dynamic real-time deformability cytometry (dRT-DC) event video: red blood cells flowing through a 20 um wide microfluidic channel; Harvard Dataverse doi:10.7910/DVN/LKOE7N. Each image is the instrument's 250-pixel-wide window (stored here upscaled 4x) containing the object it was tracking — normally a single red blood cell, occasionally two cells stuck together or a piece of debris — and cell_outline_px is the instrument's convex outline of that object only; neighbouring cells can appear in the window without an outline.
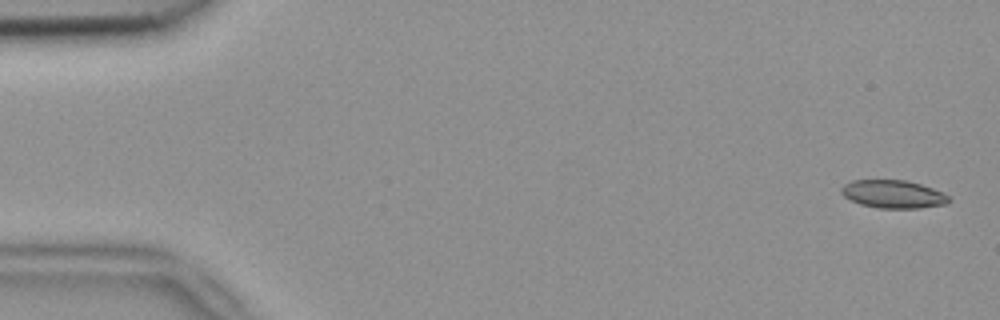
{"species": "common noctule bat (a hibernating species)", "species_latin": "Nyctalus noctula", "temperature_condition": "room temperature", "stored_images_in_passage": 5, "camera_frame_rate_fps": 3000, "um_per_image_px": 0.085, "animal": {"sex": "female", "body_mass_g": 18.4}, "frame": {"image": 1, "passage_image": 1, "time_ms": 0.0, "image_size_px": [1000, 320], "cell_outline_px": [[952, 200], [948, 204], [920, 208], [876, 208], [860, 204], [844, 196], [840, 192], [840, 188], [844, 184], [852, 180], [908, 180], [944, 192]], "centroid_in_image_um": [75.94, 16.5], "position_along_channel_um": 9.1, "area_um2": 17.74}}
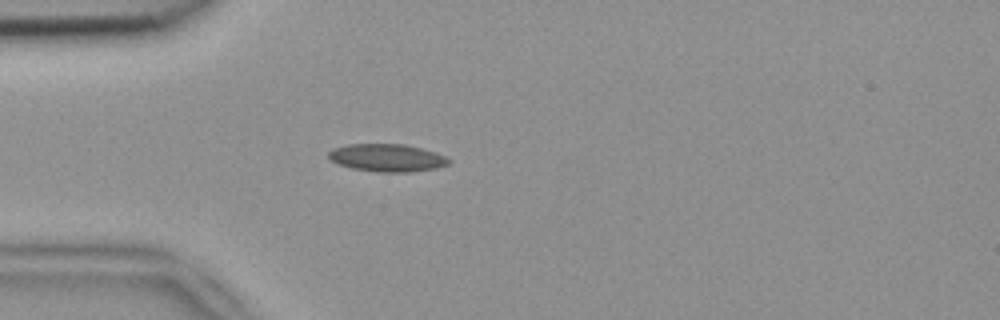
{"frame": {"image": 2, "passage_image": 5, "time_ms": 1.333, "image_size_px": [1000, 320], "cell_outline_px": [[452, 160], [448, 164], [436, 168], [412, 172], [380, 172], [352, 168], [336, 164], [328, 156], [328, 152], [332, 148], [348, 144], [404, 144], [436, 152]], "centroid_in_image_um": [32.89, 13.41], "position_along_channel_um": 52.1, "area_um2": 19.42}}